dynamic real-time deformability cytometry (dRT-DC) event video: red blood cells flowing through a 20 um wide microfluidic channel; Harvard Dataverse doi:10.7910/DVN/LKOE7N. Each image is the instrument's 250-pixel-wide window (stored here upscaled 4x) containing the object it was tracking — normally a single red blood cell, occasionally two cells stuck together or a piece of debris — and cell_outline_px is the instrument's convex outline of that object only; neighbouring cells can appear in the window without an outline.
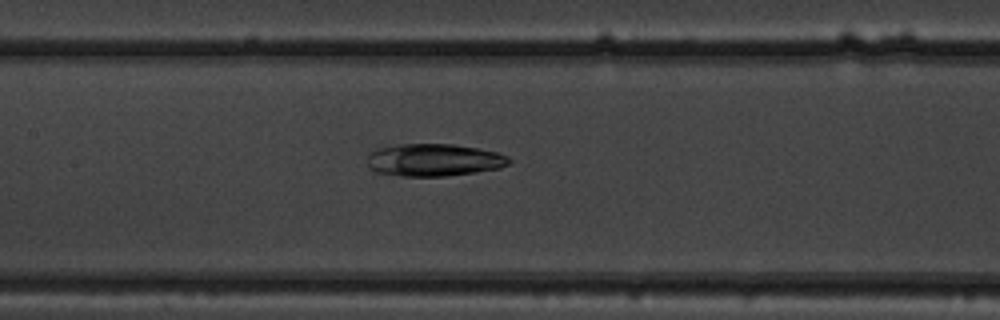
{"species": "common noctule bat (a hibernating species)", "species_latin": "Nyctalus noctula", "temperature_condition": "warm", "stored_images_in_passage": 19, "camera_frame_rate_fps": 3000, "um_per_image_px": 0.085, "animal": {"sex": "male", "body_mass_g": 19.5, "forearm_length_mm": 54.6}, "frame": {"image": 1, "passage_image": 9, "time_ms": 2.667, "image_size_px": [1000, 320], "cell_outline_px": [[512, 160], [508, 164], [500, 168], [476, 172], [444, 176], [400, 176], [376, 172], [368, 168], [368, 152], [376, 148], [400, 144], [452, 144], [476, 148], [496, 152], [508, 156]], "centroid_in_image_um": [36.85, 13.6], "position_along_channel_um": 170.6, "area_um2": 26.93}}